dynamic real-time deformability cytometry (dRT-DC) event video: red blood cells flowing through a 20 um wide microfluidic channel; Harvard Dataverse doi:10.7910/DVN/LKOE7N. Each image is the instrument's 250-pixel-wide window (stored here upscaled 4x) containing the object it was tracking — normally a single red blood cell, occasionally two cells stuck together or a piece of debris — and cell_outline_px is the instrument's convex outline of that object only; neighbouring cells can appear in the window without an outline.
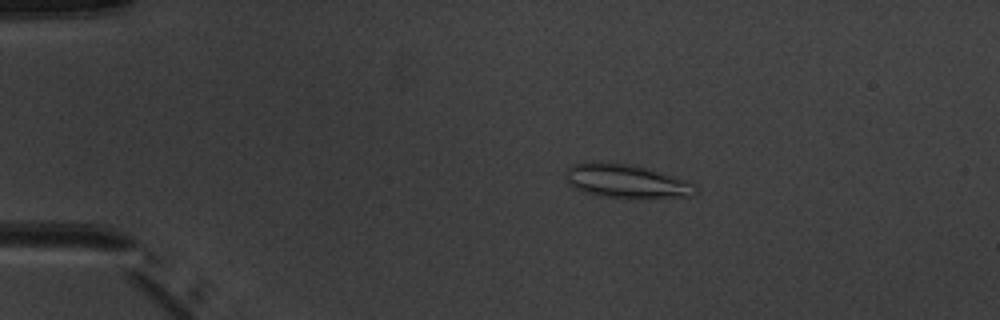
{"species": "common noctule bat (a hibernating species)", "species_latin": "Nyctalus noctula", "temperature_condition": "warm", "stored_images_in_passage": 3, "camera_frame_rate_fps": 3000, "um_per_image_px": 0.085, "animal": {"sex": "male", "body_mass_g": 20.1, "forearm_length_mm": 53.5}, "frame": {"image": 1, "passage_image": 1, "time_ms": 0.0, "image_size_px": [1000, 320], "cell_outline_px": [[696, 196], [628, 200], [604, 196], [572, 188], [568, 184], [564, 172], [572, 164], [584, 160], [600, 160], [628, 164], [644, 168], [688, 180], [696, 184]], "centroid_in_image_um": [53.22, 15.4], "position_along_channel_um": 31.8, "area_um2": 26.47}}
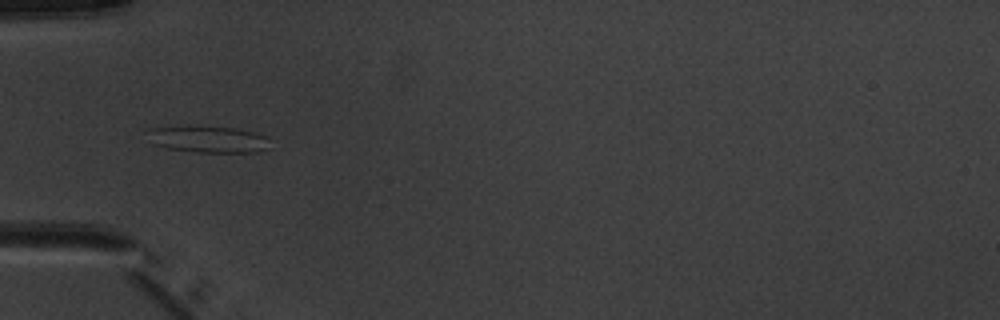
{"frame": {"image": 2, "passage_image": 3, "time_ms": 2.333, "image_size_px": [1000, 320], "cell_outline_px": [[268, 148], [256, 152], [196, 152], [164, 148], [152, 144], [148, 128], [188, 124], [236, 128], [268, 136]], "centroid_in_image_um": [17.64, 11.81], "position_along_channel_um": 67.4, "area_um2": 19.54}}